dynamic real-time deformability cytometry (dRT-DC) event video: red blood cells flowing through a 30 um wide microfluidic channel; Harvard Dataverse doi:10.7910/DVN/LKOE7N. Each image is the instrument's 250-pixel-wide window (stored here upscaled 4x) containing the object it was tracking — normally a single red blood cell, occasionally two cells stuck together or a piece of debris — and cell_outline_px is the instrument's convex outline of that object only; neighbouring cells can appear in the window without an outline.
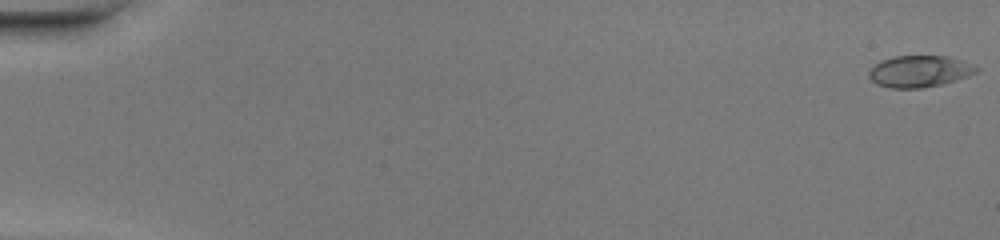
{"species": "common noctule bat (a hibernating species)", "species_latin": "Nyctalus noctula", "temperature_condition": "warm", "stored_images_in_passage": 49, "camera_frame_rate_fps": 3000, "um_per_image_px": 0.085, "animal": {"sex": "female", "body_mass_g": 20.0, "forearm_length_mm": 54.0}, "frame": {"image": 1, "passage_image": 1, "time_ms": 0.0, "image_size_px": [1000, 240], "cell_outline_px": [[980, 68], [976, 72], [968, 76], [944, 84], [920, 88], [888, 88], [876, 84], [868, 76], [868, 72], [880, 60], [892, 56], [948, 56], [960, 60]], "centroid_in_image_um": [78.13, 6.07], "position_along_channel_um": 6.9, "area_um2": 19.83}}
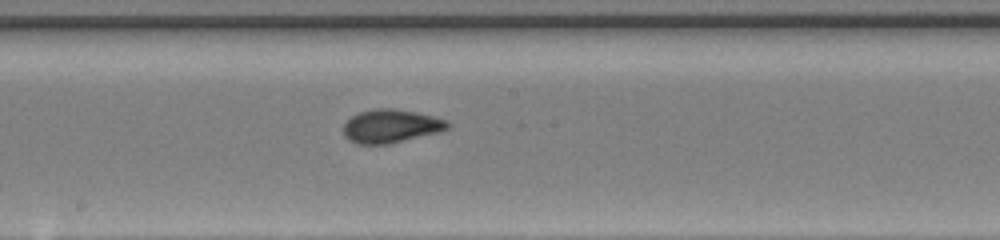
{"frame": {"image": 2, "passage_image": 28, "time_ms": 9.0, "image_size_px": [1000, 240], "cell_outline_px": [[452, 124], [448, 128], [440, 132], [388, 144], [356, 144], [348, 140], [344, 136], [344, 124], [352, 116], [360, 112], [376, 108], [392, 108], [416, 112], [448, 120]], "centroid_in_image_um": [33.24, 10.72], "position_along_channel_um": 215.0, "area_um2": 20.35}}
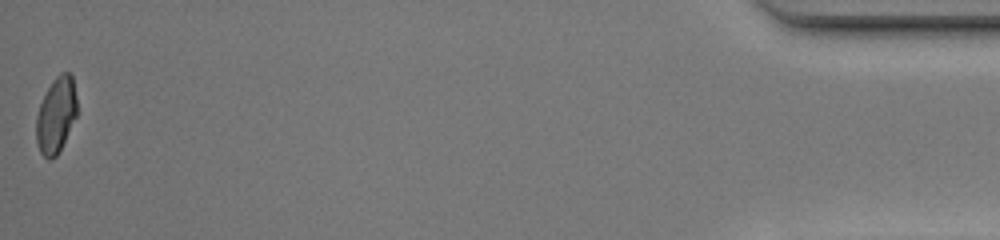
{"frame": {"image": 3, "passage_image": 49, "time_ms": 16.0, "image_size_px": [1000, 240], "cell_outline_px": [[76, 116], [56, 156], [52, 160], [48, 160], [40, 152], [36, 140], [36, 116], [40, 104], [52, 80], [60, 72], [68, 72], [72, 76], [76, 96]], "centroid_in_image_um": [4.75, 9.78], "position_along_channel_um": 430.5, "area_um2": 17.74}, "authors_computed_cell_mechanics": {"area_um2": 19.652, "velocity_mm_per_s": 4.3329, "shape_relaxation_time_tau1_ms": 3.9641, "shape_relaxation_time_tau2_ms": 0.843, "deformation_change_tau1": 0.161, "deformation_change_tau2": 0.0347}}